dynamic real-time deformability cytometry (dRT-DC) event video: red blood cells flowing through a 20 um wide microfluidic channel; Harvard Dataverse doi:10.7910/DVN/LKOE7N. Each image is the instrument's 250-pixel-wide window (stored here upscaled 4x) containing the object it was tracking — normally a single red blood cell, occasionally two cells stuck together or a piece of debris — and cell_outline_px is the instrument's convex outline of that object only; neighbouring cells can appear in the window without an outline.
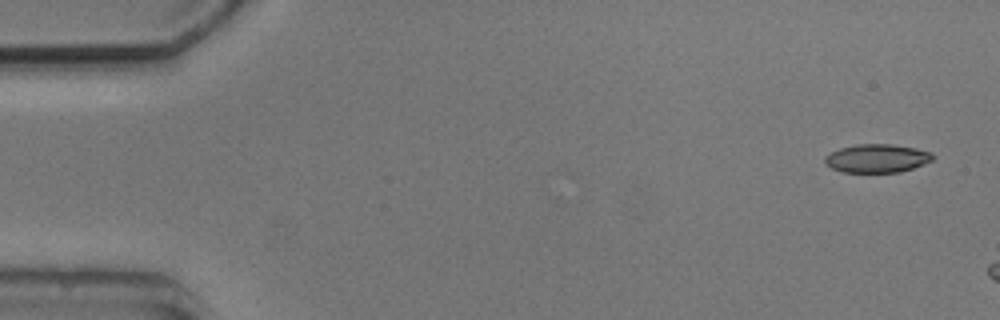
{"species": "common noctule bat (a hibernating species)", "species_latin": "Nyctalus noctula", "temperature_condition": "cold", "stored_images_in_passage": 3, "camera_frame_rate_fps": 3000, "um_per_image_px": 0.085, "animal": {"sex": "male", "body_mass_g": 20.5, "forearm_length_mm": 52.5}, "frame": {"image": 1, "passage_image": 1, "time_ms": 0.0, "image_size_px": [1000, 320], "cell_outline_px": [[936, 156], [932, 160], [924, 164], [900, 172], [844, 172], [832, 168], [824, 160], [824, 156], [840, 148], [856, 144], [888, 144], [916, 148], [932, 152]], "centroid_in_image_um": [74.58, 13.45], "position_along_channel_um": 10.4, "area_um2": 17.8}}